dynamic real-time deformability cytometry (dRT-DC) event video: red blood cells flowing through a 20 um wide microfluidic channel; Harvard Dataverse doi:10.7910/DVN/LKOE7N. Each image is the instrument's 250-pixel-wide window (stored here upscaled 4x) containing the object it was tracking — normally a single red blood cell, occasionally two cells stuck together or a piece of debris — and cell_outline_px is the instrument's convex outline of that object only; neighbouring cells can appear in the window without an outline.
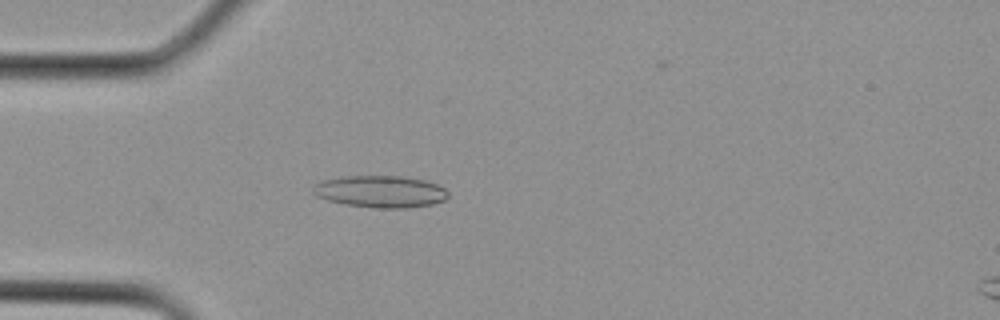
{"species": "Egyptian fruit bat (a non-hibernating species)", "species_latin": "Rousettus aegyptiacus", "temperature_condition": "cold", "stored_images_in_passage": 18, "camera_frame_rate_fps": 3000, "um_per_image_px": 0.085, "animal": {"sex": "female"}, "frame": {"image": 1, "passage_image": 9, "time_ms": 2.667, "image_size_px": [1000, 320], "cell_outline_px": [[448, 196], [444, 200], [432, 204], [404, 208], [376, 208], [344, 204], [328, 200], [316, 196], [312, 192], [312, 188], [320, 180], [344, 176], [400, 176], [424, 180], [436, 184], [444, 188], [448, 192]], "centroid_in_image_um": [32.3, 16.28], "position_along_channel_um": 52.7, "area_um2": 25.14}}
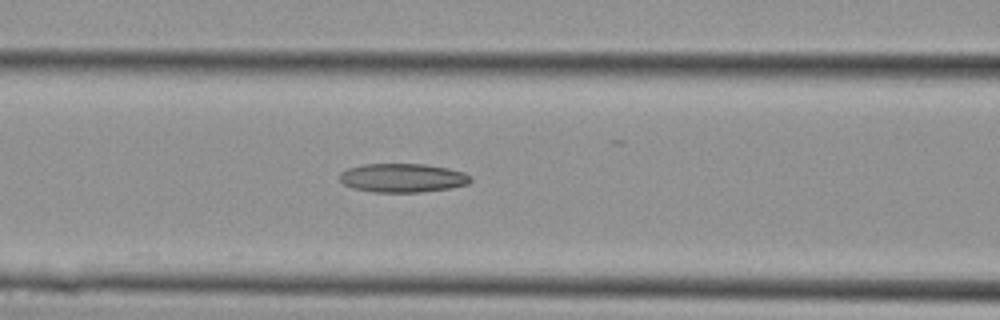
{"frame": {"image": 2, "passage_image": 13, "time_ms": 4.0, "image_size_px": [1000, 320], "cell_outline_px": [[472, 180], [468, 184], [452, 188], [420, 192], [372, 192], [352, 188], [344, 184], [340, 180], [340, 172], [348, 168], [364, 164], [424, 164], [448, 168], [464, 172], [472, 176]], "centroid_in_image_um": [34.24, 15.12], "position_along_channel_um": 132.4, "area_um2": 22.14}}
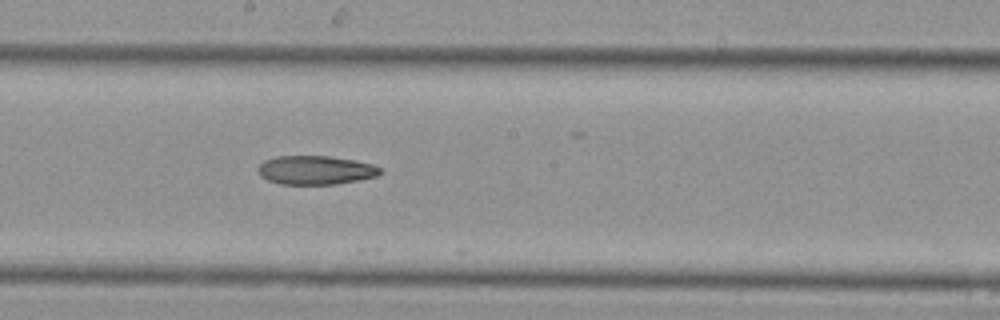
{"frame": {"image": 3, "passage_image": 17, "time_ms": 5.333, "image_size_px": [1000, 320], "cell_outline_px": [[380, 172], [376, 176], [336, 184], [280, 184], [268, 180], [260, 176], [256, 168], [264, 160], [276, 156], [328, 156], [352, 160], [372, 164], [380, 168]], "centroid_in_image_um": [26.75, 14.46], "position_along_channel_um": 221.5, "area_um2": 20.35}}